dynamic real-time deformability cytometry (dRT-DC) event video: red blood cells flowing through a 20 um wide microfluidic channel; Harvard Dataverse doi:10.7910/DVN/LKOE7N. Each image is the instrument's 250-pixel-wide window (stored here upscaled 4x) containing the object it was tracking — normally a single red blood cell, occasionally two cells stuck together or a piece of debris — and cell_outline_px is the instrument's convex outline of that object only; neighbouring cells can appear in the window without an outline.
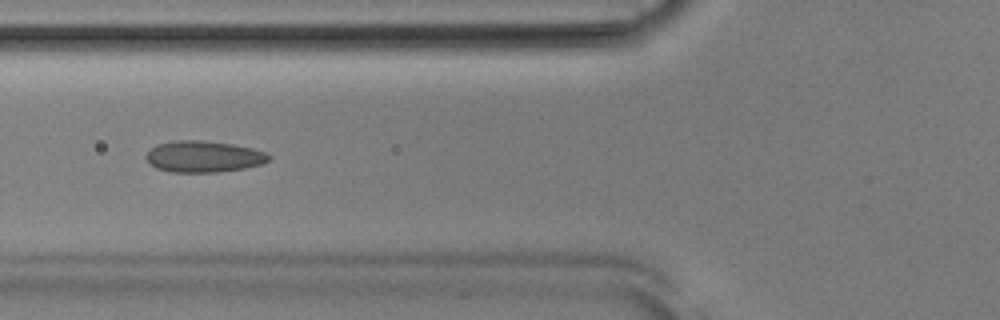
{"species": "Egyptian fruit bat (a non-hibernating species)", "species_latin": "Rousettus aegyptiacus", "temperature_condition": "room temperature", "stored_images_in_passage": 40, "camera_frame_rate_fps": 3000, "um_per_image_px": 0.085, "animal": {"sex": "male"}, "frame": {"image": 1, "passage_image": 8, "time_ms": 2.333, "image_size_px": [1000, 320], "cell_outline_px": [[272, 156], [268, 160], [260, 164], [244, 168], [216, 172], [172, 172], [156, 168], [148, 164], [144, 156], [156, 144], [176, 140], [200, 140], [232, 144], [252, 148], [264, 152]], "centroid_in_image_um": [17.25, 13.3], "position_along_channel_um": 108.5, "area_um2": 22.43}}
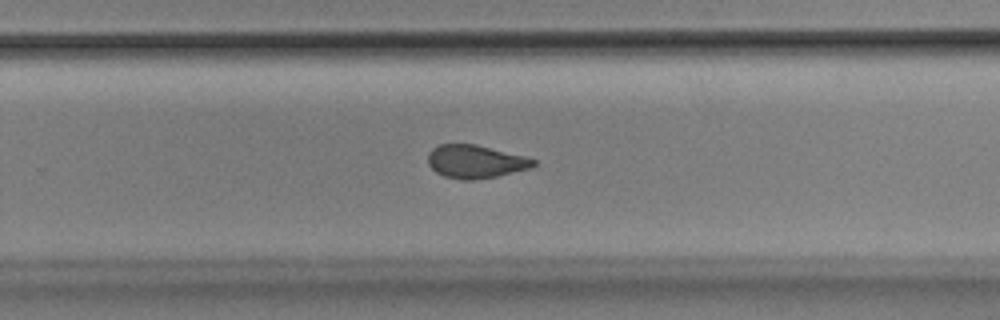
{"frame": {"image": 2, "passage_image": 22, "time_ms": 7.0, "image_size_px": [1000, 320], "cell_outline_px": [[536, 164], [532, 168], [496, 176], [472, 180], [464, 180], [444, 176], [436, 172], [428, 164], [428, 152], [432, 148], [440, 144], [476, 144], [524, 156], [536, 160]], "centroid_in_image_um": [40.4, 13.73], "position_along_channel_um": 289.4, "area_um2": 20.35}}
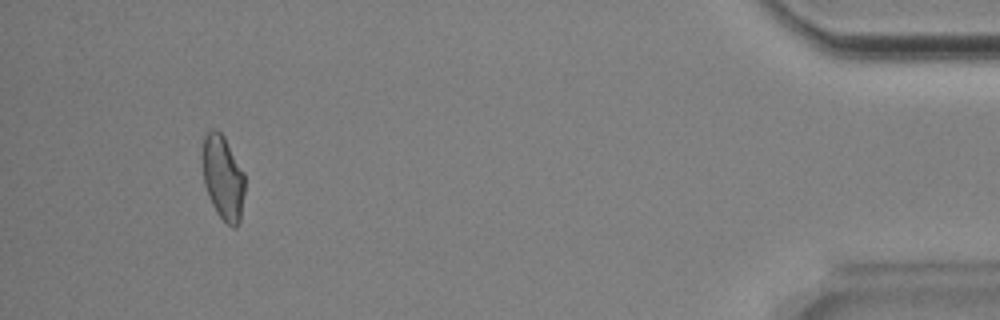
{"frame": {"image": 3, "passage_image": 37, "time_ms": 12.0, "image_size_px": [1000, 320], "cell_outline_px": [[244, 192], [240, 220], [236, 228], [232, 228], [216, 212], [212, 204], [204, 184], [204, 136], [212, 128], [216, 128], [224, 136], [244, 172]], "centroid_in_image_um": [18.98, 15.11], "position_along_channel_um": 416.2, "area_um2": 20.46}, "authors_computed_cell_mechanics": {"area_um2": 21.386, "velocity_mm_per_s": 3.88, "shape_relaxation_time_tau1_ms": null, "shape_relaxation_time_tau2_ms": 1.5006, "deformation_change_tau1": null, "deformation_change_tau2": 0.063}}